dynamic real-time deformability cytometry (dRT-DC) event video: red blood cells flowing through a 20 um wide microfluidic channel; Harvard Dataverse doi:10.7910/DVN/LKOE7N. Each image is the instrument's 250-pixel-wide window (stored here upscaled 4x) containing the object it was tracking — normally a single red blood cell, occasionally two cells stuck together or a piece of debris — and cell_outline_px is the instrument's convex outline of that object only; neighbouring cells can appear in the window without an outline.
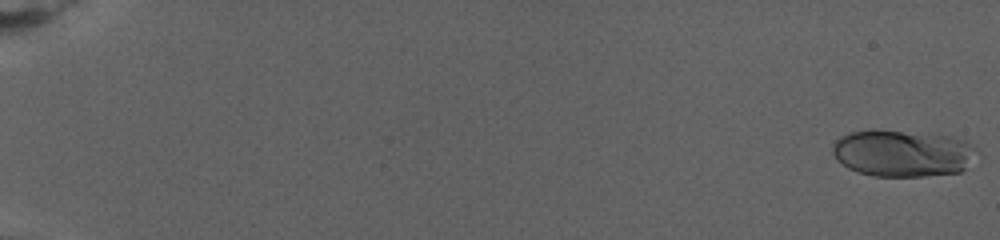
{"species": "human", "species_latin": "Homo sapiens", "temperature_condition": "warm", "stored_images_in_passage": 54, "camera_frame_rate_fps": 3000, "um_per_image_px": 0.085, "donor": {"sex": "female"}, "frame": {"image": 1, "passage_image": 1, "time_ms": 0.0, "image_size_px": [1000, 240], "cell_outline_px": [[972, 148], [964, 168], [960, 172], [924, 176], [872, 176], [856, 172], [848, 168], [836, 160], [832, 152], [832, 144], [840, 136], [852, 132], [868, 128], [876, 128], [948, 136], [960, 140], [968, 144]], "centroid_in_image_um": [76.53, 13.01], "position_along_channel_um": 8.5, "area_um2": 38.9}}
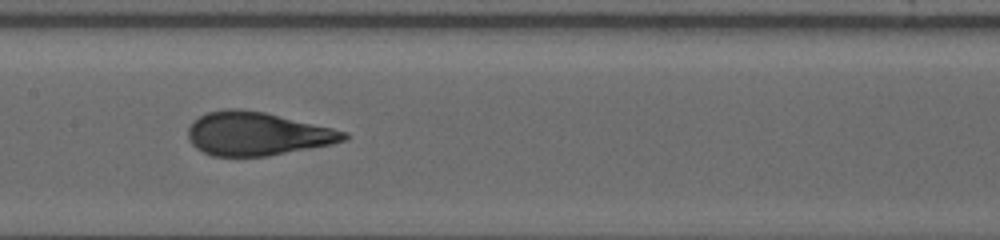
{"frame": {"image": 2, "passage_image": 29, "time_ms": 14.667, "image_size_px": [1000, 240], "cell_outline_px": [[348, 140], [332, 144], [268, 156], [212, 156], [196, 148], [188, 140], [188, 128], [192, 120], [208, 112], [224, 108], [240, 108], [264, 112], [332, 128], [348, 132]], "centroid_in_image_um": [21.83, 11.36], "position_along_channel_um": 185.6, "area_um2": 39.54}}
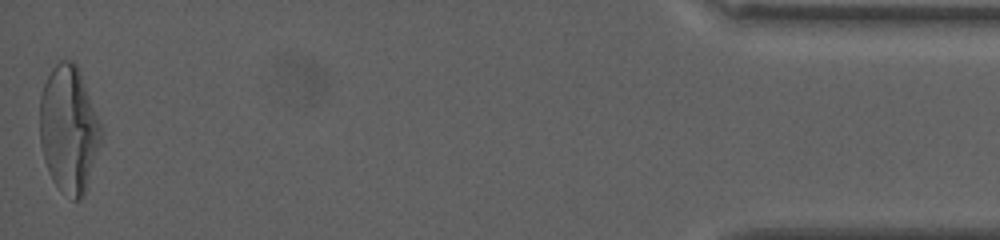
{"frame": {"image": 3, "passage_image": 54, "time_ms": 27.0, "image_size_px": [1000, 240], "cell_outline_px": [[104, 132], [84, 196], [80, 200], [72, 200], [60, 192], [52, 180], [48, 172], [44, 160], [40, 144], [40, 96], [44, 84], [52, 68], [60, 60], [68, 60], [76, 64], [80, 72]], "centroid_in_image_um": [5.85, 11.04], "position_along_channel_um": 429.4, "area_um2": 45.6}, "authors_computed_cell_mechanics": {"area_um2": 38.7838, "velocity_mm_per_s": 2.6154, "shape_relaxation_time_tau1_ms": 7.8651, "shape_relaxation_time_tau2_ms": null, "deformation_change_tau1": 0.2583, "deformation_change_tau2": null}}